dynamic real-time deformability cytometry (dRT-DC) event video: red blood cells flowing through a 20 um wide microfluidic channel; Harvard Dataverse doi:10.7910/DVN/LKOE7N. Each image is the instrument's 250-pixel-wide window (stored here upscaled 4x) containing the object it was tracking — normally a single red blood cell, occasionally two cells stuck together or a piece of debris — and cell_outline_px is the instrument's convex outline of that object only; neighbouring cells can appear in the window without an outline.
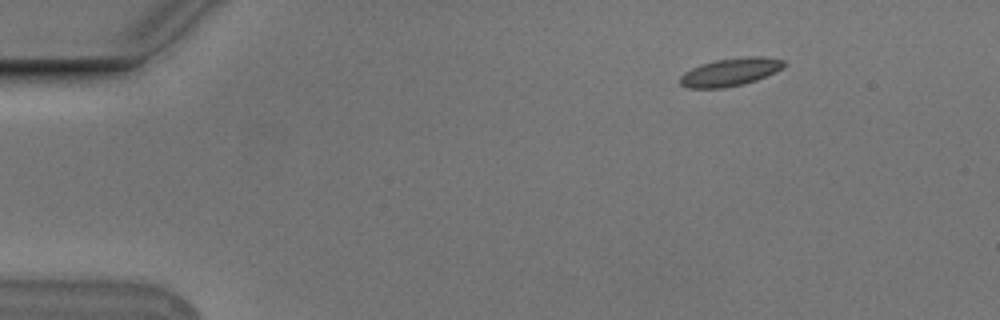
{"species": "Egyptian fruit bat (a non-hibernating species)", "species_latin": "Rousettus aegyptiacus", "temperature_condition": "cold", "stored_images_in_passage": 11, "camera_frame_rate_fps": 3000, "um_per_image_px": 0.085, "animal": {"sex": "male"}, "frame": {"image": 1, "passage_image": 1, "time_ms": 0.0, "image_size_px": [1000, 320], "cell_outline_px": [[788, 64], [784, 68], [776, 72], [756, 80], [744, 84], [724, 88], [688, 88], [680, 84], [680, 76], [684, 72], [692, 68], [716, 60], [748, 56], [764, 56], [784, 60]], "centroid_in_image_um": [62.13, 6.12], "position_along_channel_um": 22.9, "area_um2": 16.99}}
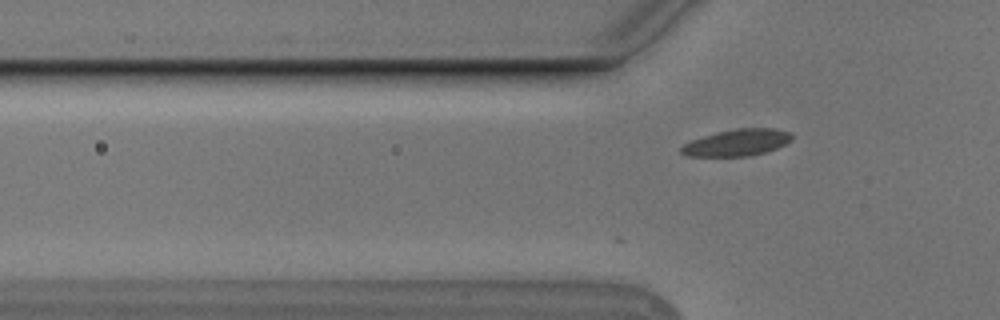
{"frame": {"image": 2, "passage_image": 11, "time_ms": 3.333, "image_size_px": [1000, 320], "cell_outline_px": [[792, 140], [776, 148], [764, 152], [748, 156], [684, 156], [680, 152], [680, 148], [684, 144], [692, 140], [716, 132], [740, 128], [776, 128], [792, 132]], "centroid_in_image_um": [62.65, 12.11], "position_along_channel_um": 63.1, "area_um2": 17.17}}